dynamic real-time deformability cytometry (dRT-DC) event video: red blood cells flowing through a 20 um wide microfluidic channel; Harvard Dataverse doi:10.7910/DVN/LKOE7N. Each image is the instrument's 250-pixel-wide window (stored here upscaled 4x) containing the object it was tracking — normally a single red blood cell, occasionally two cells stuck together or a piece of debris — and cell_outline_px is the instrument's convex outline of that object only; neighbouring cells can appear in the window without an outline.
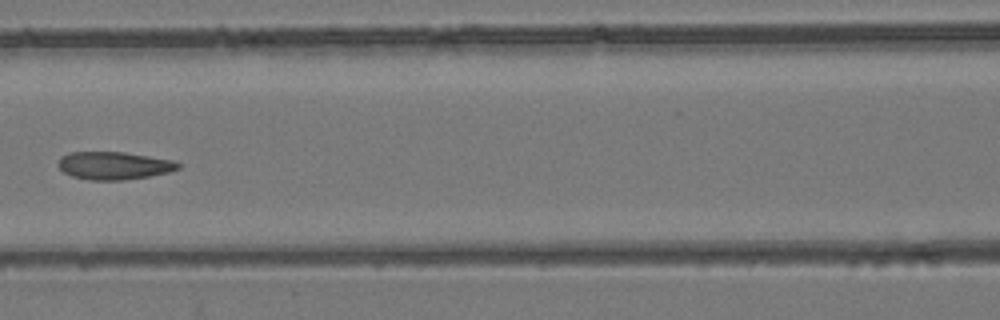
{"species": "common noctule bat (a hibernating species)", "species_latin": "Nyctalus noctula", "temperature_condition": "room temperature", "stored_images_in_passage": 7, "camera_frame_rate_fps": 3000, "um_per_image_px": 0.085, "animal": {"sex": "female", "body_mass_g": 24.6, "forearm_length_mm": 56.2}, "frame": {"image": 1, "passage_image": 7, "time_ms": 7.667, "image_size_px": [1000, 320], "cell_outline_px": [[180, 168], [168, 172], [148, 176], [124, 180], [88, 180], [72, 176], [64, 172], [56, 164], [60, 156], [68, 152], [124, 152], [172, 160], [180, 164]], "centroid_in_image_um": [9.63, 14.07], "position_along_channel_um": 157.0, "area_um2": 19.42}}